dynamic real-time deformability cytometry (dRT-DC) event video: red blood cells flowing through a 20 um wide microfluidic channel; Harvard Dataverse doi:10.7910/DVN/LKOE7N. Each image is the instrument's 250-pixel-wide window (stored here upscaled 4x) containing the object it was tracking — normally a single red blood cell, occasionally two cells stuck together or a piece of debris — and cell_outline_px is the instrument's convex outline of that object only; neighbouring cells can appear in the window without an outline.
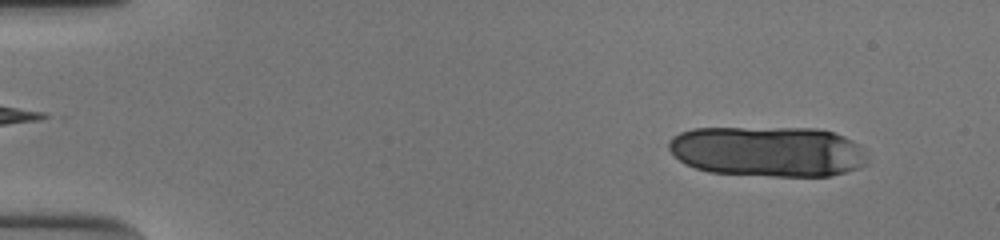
{"species": "human", "species_latin": "Homo sapiens", "temperature_condition": "cold", "stored_images_in_passage": 18, "camera_frame_rate_fps": 3000, "um_per_image_px": 0.085, "donor": {"sex": "male"}, "frame": {"image": 1, "passage_image": 5, "time_ms": 1.333, "image_size_px": [1000, 240], "cell_outline_px": [[868, 164], [860, 168], [828, 176], [772, 176], [708, 172], [684, 164], [668, 148], [668, 140], [672, 136], [680, 132], [692, 128], [816, 128], [832, 132], [844, 136], [860, 144], [868, 156]], "centroid_in_image_um": [65.29, 12.87], "position_along_channel_um": 19.7, "area_um2": 59.01}}